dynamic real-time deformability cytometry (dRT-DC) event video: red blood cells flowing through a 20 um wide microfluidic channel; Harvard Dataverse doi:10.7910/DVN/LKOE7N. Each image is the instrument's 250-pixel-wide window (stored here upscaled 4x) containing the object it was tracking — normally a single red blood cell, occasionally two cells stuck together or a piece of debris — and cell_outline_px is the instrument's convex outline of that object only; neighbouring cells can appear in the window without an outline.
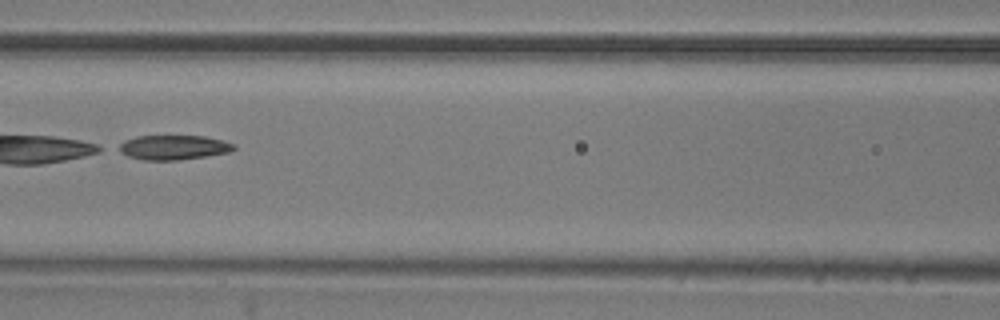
{"species": "common noctule bat (a hibernating species)", "species_latin": "Nyctalus noctula", "temperature_condition": "room temperature", "stored_images_in_passage": 50, "camera_frame_rate_fps": 3000, "um_per_image_px": 0.085, "animal": {"sex": "male", "body_mass_g": 20.5, "forearm_length_mm": 52.5}, "frame": {"image": 1, "passage_image": 21, "time_ms": 6.667, "image_size_px": [1000, 320], "cell_outline_px": [[236, 148], [228, 152], [204, 156], [176, 160], [144, 160], [128, 156], [112, 148], [124, 140], [136, 136], [204, 136], [220, 140], [232, 144]], "centroid_in_image_um": [14.62, 12.52], "position_along_channel_um": 152.0, "area_um2": 16.42}}
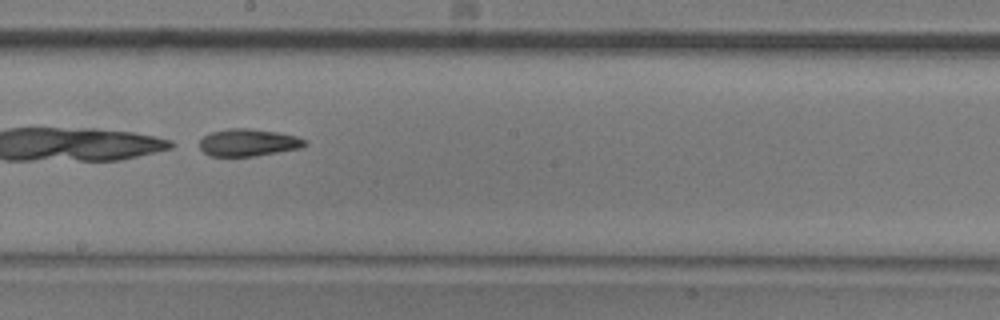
{"frame": {"image": 2, "passage_image": 27, "time_ms": 8.667, "image_size_px": [1000, 320], "cell_outline_px": [[308, 144], [300, 148], [256, 156], [208, 156], [200, 148], [200, 140], [204, 136], [212, 132], [228, 128], [248, 128], [280, 132], [296, 136], [308, 140]], "centroid_in_image_um": [21.13, 12.11], "position_along_channel_um": 227.1, "area_um2": 16.88}}
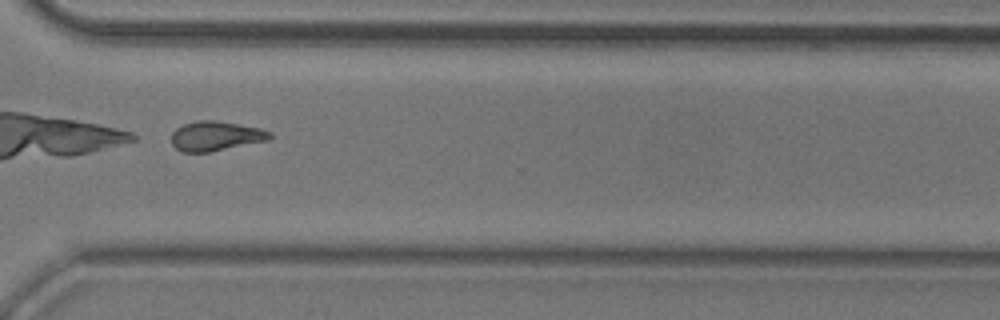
{"frame": {"image": 3, "passage_image": 37, "time_ms": 12.0, "image_size_px": [1000, 320], "cell_outline_px": [[272, 136], [268, 140], [212, 152], [180, 152], [172, 144], [172, 132], [176, 128], [184, 124], [196, 120], [216, 120], [260, 128], [272, 132]], "centroid_in_image_um": [18.33, 11.56], "position_along_channel_um": 352.3, "area_um2": 17.11}}